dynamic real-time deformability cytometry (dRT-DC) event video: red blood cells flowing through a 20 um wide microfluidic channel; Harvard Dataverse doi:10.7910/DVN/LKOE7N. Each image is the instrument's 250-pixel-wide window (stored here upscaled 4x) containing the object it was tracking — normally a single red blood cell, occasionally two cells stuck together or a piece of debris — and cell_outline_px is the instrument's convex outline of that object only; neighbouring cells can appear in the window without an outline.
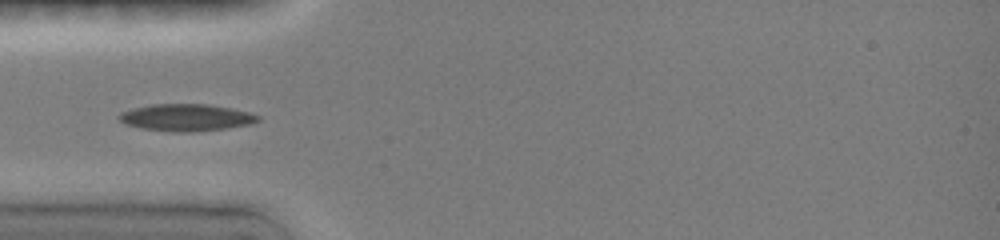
{"species": "common noctule bat (a hibernating species)", "species_latin": "Nyctalus noctula", "temperature_condition": "room temperature", "stored_images_in_passage": 18, "camera_frame_rate_fps": 3000, "um_per_image_px": 0.085, "animal": {"sex": "female", "body_mass_g": 19.0, "forearm_length_mm": 51.5}, "frame": {"image": 1, "passage_image": 11, "time_ms": 3.667, "image_size_px": [1000, 240], "cell_outline_px": [[260, 120], [252, 124], [228, 128], [192, 132], [172, 132], [140, 128], [124, 124], [116, 116], [120, 112], [132, 108], [152, 104], [208, 104], [232, 108], [252, 112], [260, 116]], "centroid_in_image_um": [15.84, 9.99], "position_along_channel_um": 69.2, "area_um2": 22.25}}
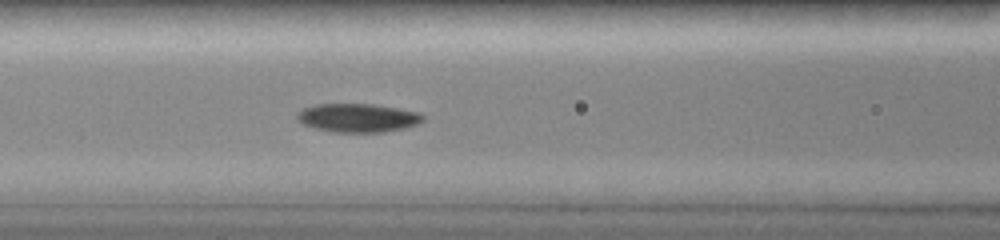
{"frame": {"image": 2, "passage_image": 16, "time_ms": 5.333, "image_size_px": [1000, 240], "cell_outline_px": [[424, 120], [416, 124], [404, 128], [384, 132], [332, 132], [316, 128], [304, 124], [296, 120], [296, 112], [304, 108], [316, 104], [372, 104], [420, 112], [424, 116]], "centroid_in_image_um": [30.39, 10.01], "position_along_channel_um": 136.2, "area_um2": 20.98}}